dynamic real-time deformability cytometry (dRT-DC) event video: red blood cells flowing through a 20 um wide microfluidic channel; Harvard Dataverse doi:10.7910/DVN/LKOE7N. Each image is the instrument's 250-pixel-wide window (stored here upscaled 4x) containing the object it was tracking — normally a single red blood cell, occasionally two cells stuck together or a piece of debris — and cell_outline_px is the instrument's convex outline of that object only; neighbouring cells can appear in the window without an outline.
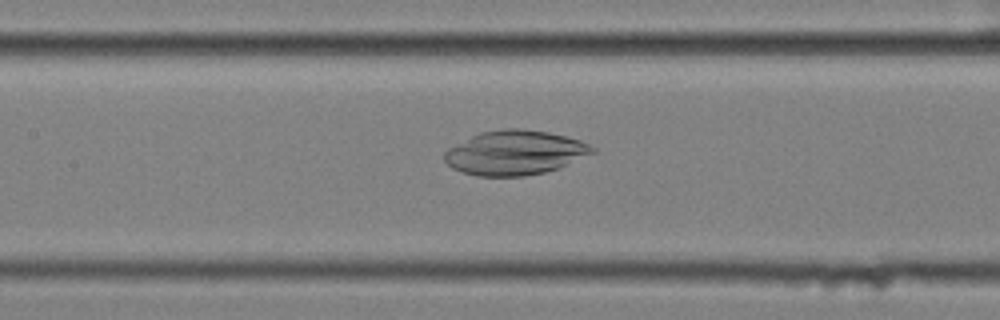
{"species": "common noctule bat (a hibernating species)", "species_latin": "Nyctalus noctula", "temperature_condition": "cold", "stored_images_in_passage": 32, "camera_frame_rate_fps": 3000, "um_per_image_px": 0.085, "animal": {"sex": "female", "body_mass_g": 25.1}, "frame": {"image": 1, "passage_image": 9, "time_ms": 2.667, "image_size_px": [1000, 320], "cell_outline_px": [[596, 152], [556, 168], [544, 172], [524, 176], [476, 176], [452, 168], [444, 160], [444, 152], [448, 148], [480, 132], [504, 128], [520, 128], [548, 132], [580, 140], [596, 148]], "centroid_in_image_um": [43.75, 12.97], "position_along_channel_um": 163.6, "area_um2": 38.03}}
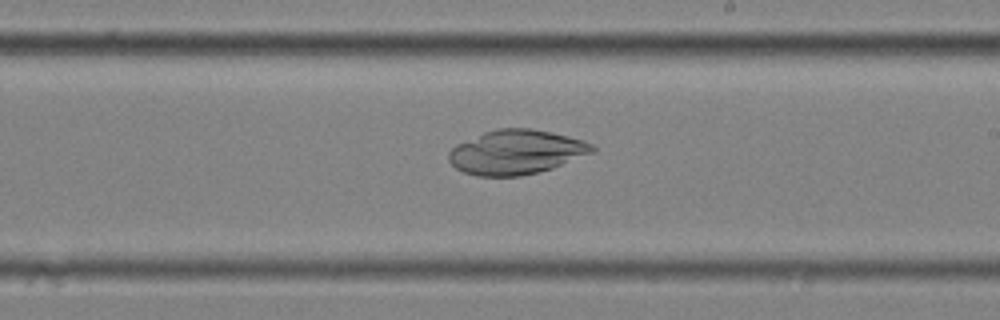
{"frame": {"image": 2, "passage_image": 16, "time_ms": 5.0, "image_size_px": [1000, 320], "cell_outline_px": [[596, 152], [552, 168], [520, 176], [476, 176], [464, 172], [456, 168], [448, 160], [448, 152], [456, 144], [484, 132], [500, 128], [532, 128], [552, 132], [584, 140], [592, 144], [596, 148]], "centroid_in_image_um": [43.89, 12.92], "position_along_channel_um": 245.1, "area_um2": 37.22}}
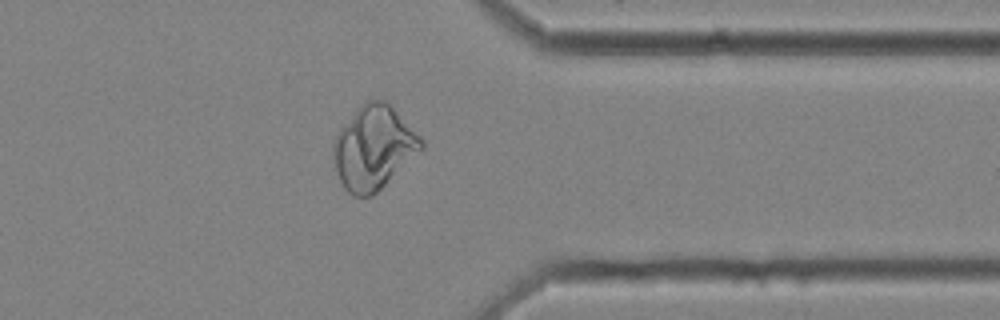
{"frame": {"image": 3, "passage_image": 28, "time_ms": 9.0, "image_size_px": [1000, 320], "cell_outline_px": [[424, 148], [372, 196], [352, 196], [344, 188], [332, 168], [332, 144], [340, 128], [360, 104], [368, 100], [384, 100], [392, 104], [424, 140]], "centroid_in_image_um": [31.73, 12.54], "position_along_channel_um": 379.7, "area_um2": 43.29}}